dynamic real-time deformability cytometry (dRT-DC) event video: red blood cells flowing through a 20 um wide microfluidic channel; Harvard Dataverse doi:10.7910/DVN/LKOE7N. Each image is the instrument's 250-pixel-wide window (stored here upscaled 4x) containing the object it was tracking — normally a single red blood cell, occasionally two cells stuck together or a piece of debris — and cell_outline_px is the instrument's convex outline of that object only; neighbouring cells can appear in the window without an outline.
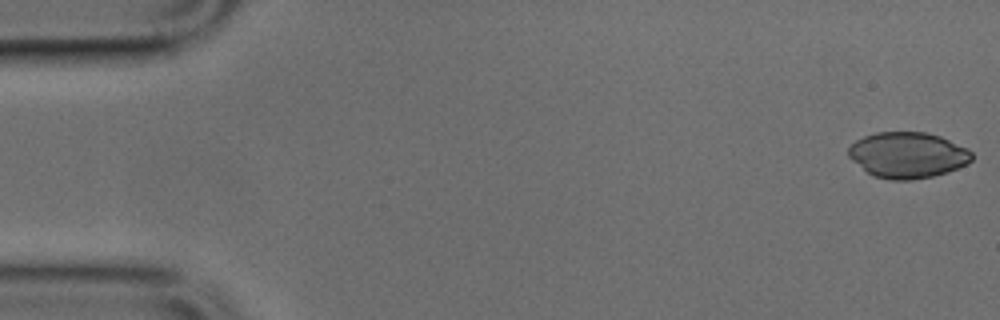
{"species": "common noctule bat (a hibernating species)", "species_latin": "Nyctalus noctula", "temperature_condition": "cold", "stored_images_in_passage": 11, "camera_frame_rate_fps": 3000, "um_per_image_px": 0.085, "animal": {"sex": "male", "body_mass_g": 17.9, "forearm_length_mm": 54.2}, "frame": {"image": 1, "passage_image": 1, "time_ms": 0.0, "image_size_px": [1000, 320], "cell_outline_px": [[972, 160], [968, 164], [948, 172], [932, 176], [912, 180], [892, 180], [876, 176], [868, 172], [852, 160], [848, 156], [848, 148], [856, 140], [864, 136], [876, 132], [924, 132], [940, 136], [968, 148], [972, 152]], "centroid_in_image_um": [77.18, 13.17], "position_along_channel_um": 7.8, "area_um2": 32.95}}